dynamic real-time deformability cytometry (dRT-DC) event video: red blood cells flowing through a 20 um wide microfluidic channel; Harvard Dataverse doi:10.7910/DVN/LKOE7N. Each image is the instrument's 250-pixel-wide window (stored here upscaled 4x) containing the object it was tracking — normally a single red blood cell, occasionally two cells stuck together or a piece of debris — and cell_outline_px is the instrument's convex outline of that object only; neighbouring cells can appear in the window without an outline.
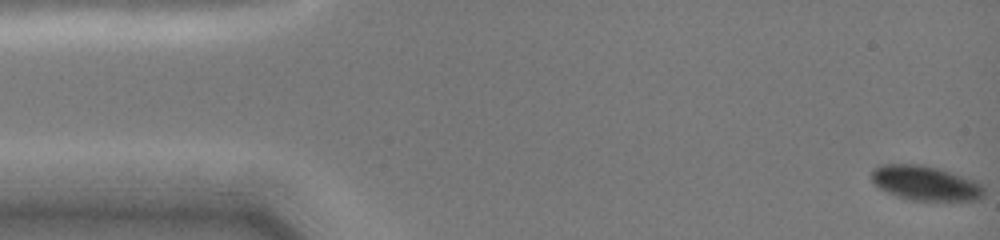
{"species": "common noctule bat (a hibernating species)", "species_latin": "Nyctalus noctula", "temperature_condition": "cold", "stored_images_in_passage": 14, "camera_frame_rate_fps": 3000, "um_per_image_px": 0.085, "animal": {"sex": "female", "body_mass_g": 19.0, "forearm_length_mm": 51.5}, "frame": {"image": 1, "passage_image": 1, "time_ms": 0.0, "image_size_px": [1000, 240], "cell_outline_px": [[984, 196], [980, 200], [908, 200], [896, 196], [880, 188], [872, 180], [872, 168], [880, 164], [920, 164], [940, 168], [976, 180], [984, 184]], "centroid_in_image_um": [78.7, 15.55], "position_along_channel_um": 6.3, "area_um2": 23.0}}
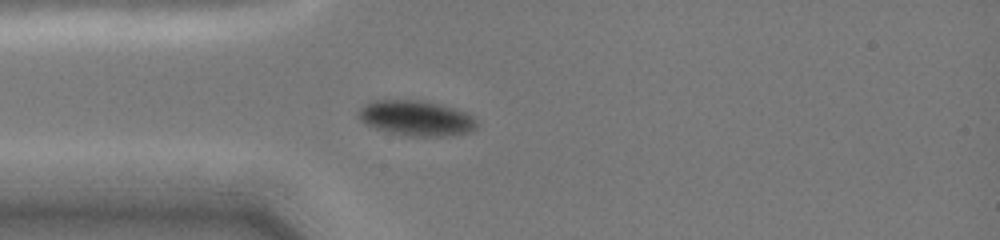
{"frame": {"image": 2, "passage_image": 14, "time_ms": 4.0, "image_size_px": [1000, 240], "cell_outline_px": [[480, 124], [472, 132], [444, 136], [408, 136], [388, 132], [364, 124], [356, 116], [360, 108], [364, 104], [372, 100], [424, 100], [440, 104], [468, 112]], "centroid_in_image_um": [35.39, 10.04], "position_along_channel_um": 49.6, "area_um2": 24.74}}